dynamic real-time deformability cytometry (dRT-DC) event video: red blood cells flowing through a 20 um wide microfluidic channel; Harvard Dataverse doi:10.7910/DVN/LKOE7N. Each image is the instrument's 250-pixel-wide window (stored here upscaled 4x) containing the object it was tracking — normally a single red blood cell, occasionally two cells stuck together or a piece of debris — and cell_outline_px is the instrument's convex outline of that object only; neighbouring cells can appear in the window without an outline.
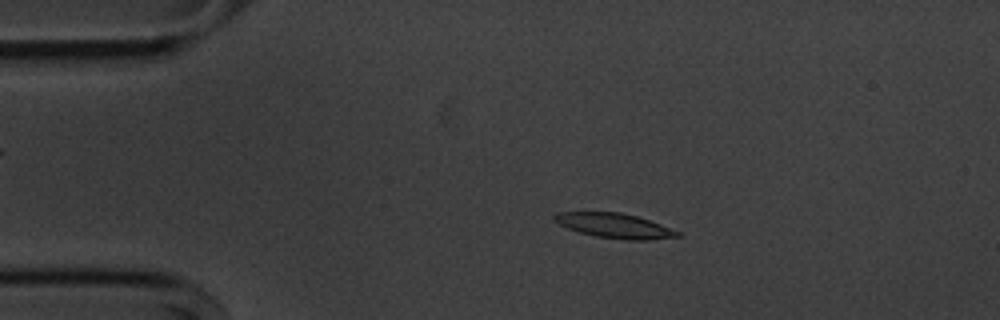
{"species": "common noctule bat (a hibernating species)", "species_latin": "Nyctalus noctula", "temperature_condition": "cold", "stored_images_in_passage": 54, "camera_frame_rate_fps": 3000, "um_per_image_px": 0.085, "animal": {"sex": "male", "body_mass_g": 20.1, "forearm_length_mm": 53.5}, "frame": {"image": 1, "passage_image": 10, "time_ms": 3.0, "image_size_px": [1000, 320], "cell_outline_px": [[684, 236], [648, 240], [624, 240], [596, 236], [580, 232], [568, 228], [552, 220], [552, 216], [556, 212], [620, 212], [636, 216], [660, 224], [680, 232]], "centroid_in_image_um": [52.24, 19.18], "position_along_channel_um": 32.8, "area_um2": 17.74}}
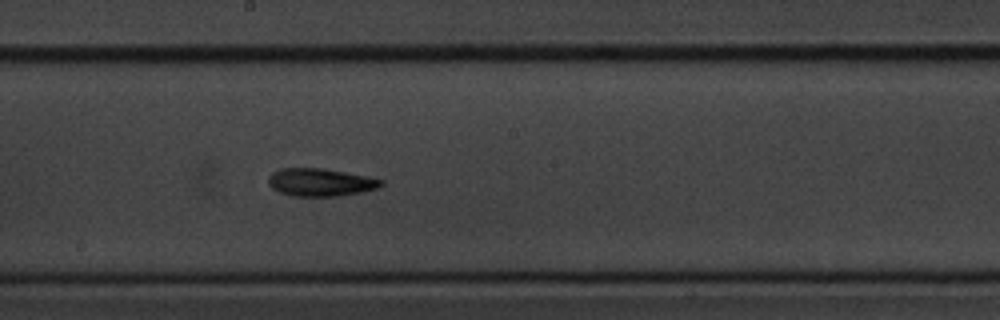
{"frame": {"image": 2, "passage_image": 29, "time_ms": 9.333, "image_size_px": [1000, 320], "cell_outline_px": [[384, 184], [380, 188], [360, 192], [336, 196], [292, 196], [280, 192], [272, 188], [268, 184], [268, 176], [272, 172], [280, 168], [324, 168], [384, 180]], "centroid_in_image_um": [27.21, 15.49], "position_along_channel_um": 221.0, "area_um2": 18.26}}
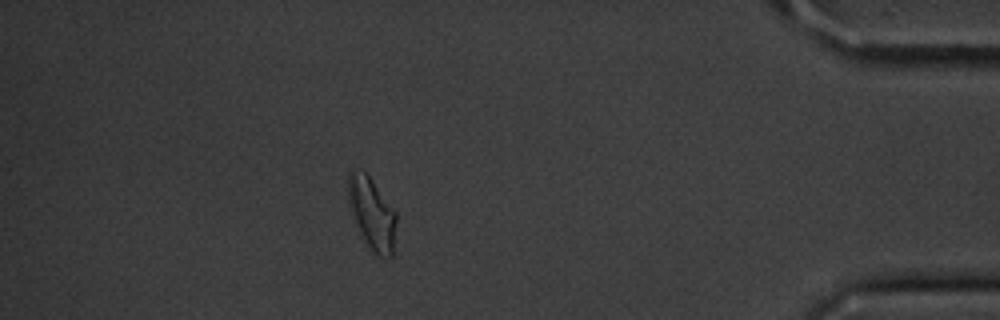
{"frame": {"image": 3, "passage_image": 48, "time_ms": 15.667, "image_size_px": [1000, 320], "cell_outline_px": [[396, 224], [392, 256], [388, 260], [384, 260], [376, 256], [360, 232], [352, 216], [348, 200], [348, 172], [364, 172], [372, 180], [396, 212]], "centroid_in_image_um": [31.63, 18.21], "position_along_channel_um": 403.6, "area_um2": 19.94}, "authors_computed_cell_mechanics": {"area_um2": 17.918, "velocity_mm_per_s": 3.6017, "shape_relaxation_time_tau1_ms": 5.8059, "shape_relaxation_time_tau2_ms": 8.5617, "deformation_change_tau1": 0.1465, "deformation_change_tau2": 0.182}}